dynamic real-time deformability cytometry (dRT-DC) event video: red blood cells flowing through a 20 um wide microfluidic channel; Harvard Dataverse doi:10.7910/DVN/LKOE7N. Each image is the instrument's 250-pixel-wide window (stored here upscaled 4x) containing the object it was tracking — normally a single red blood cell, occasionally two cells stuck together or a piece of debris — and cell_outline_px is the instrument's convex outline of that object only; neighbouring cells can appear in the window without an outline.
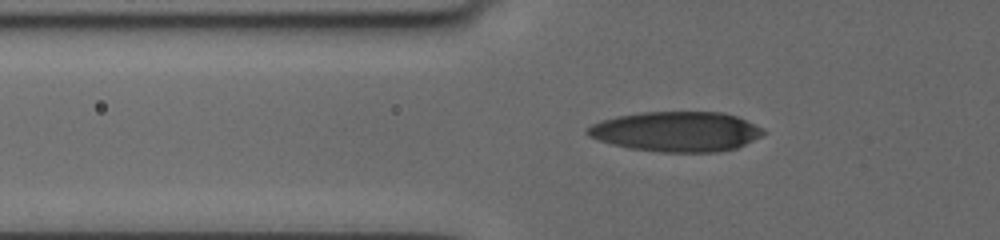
{"species": "human", "species_latin": "Homo sapiens", "temperature_condition": "cold", "stored_images_in_passage": 49, "camera_frame_rate_fps": 3000, "um_per_image_px": 0.085, "donor": {"sex": "female"}, "frame": {"image": 1, "passage_image": 2, "time_ms": 0.333, "image_size_px": [1000, 240], "cell_outline_px": [[768, 132], [736, 148], [716, 152], [660, 152], [632, 148], [612, 144], [588, 136], [584, 132], [592, 124], [616, 116], [644, 112], [724, 112], [736, 116], [764, 128]], "centroid_in_image_um": [57.51, 11.18], "position_along_channel_um": 68.3, "area_um2": 40.81}}
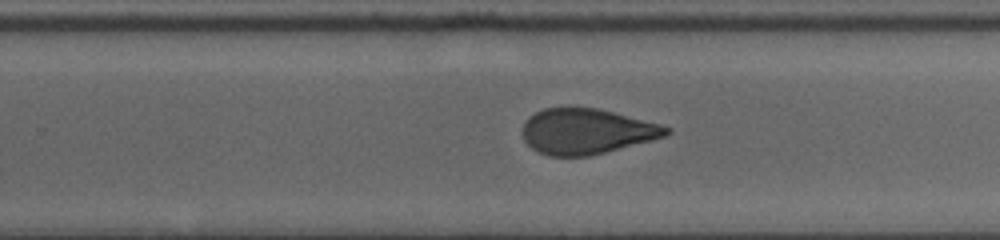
{"frame": {"image": 2, "passage_image": 26, "time_ms": 6.333, "image_size_px": [1000, 240], "cell_outline_px": [[672, 132], [664, 136], [652, 140], [588, 156], [548, 156], [532, 148], [524, 140], [524, 124], [528, 116], [544, 108], [596, 108], [660, 124], [672, 128]], "centroid_in_image_um": [49.86, 11.17], "position_along_channel_um": 279.9, "area_um2": 37.57}}
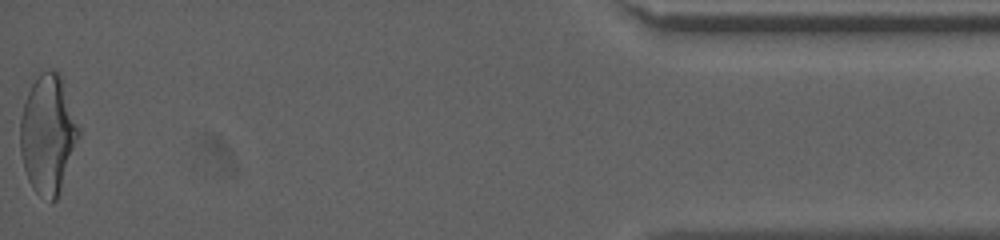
{"frame": {"image": 3, "passage_image": 48, "time_ms": 12.333, "image_size_px": [1000, 240], "cell_outline_px": [[80, 136], [56, 200], [52, 204], [36, 192], [32, 188], [28, 180], [24, 168], [20, 152], [20, 120], [24, 104], [28, 92], [32, 84], [40, 72], [48, 68], [52, 68], [60, 76], [80, 128]], "centroid_in_image_um": [4.06, 11.43], "position_along_channel_um": 431.1, "area_um2": 40.29}, "authors_computed_cell_mechanics": {"area_um2": 40.2866, "velocity_mm_per_s": 3.6714, "shape_relaxation_time_tau1_ms": 10.3769, "shape_relaxation_time_tau2_ms": 2.0253, "deformation_change_tau1": 0.2481, "deformation_change_tau2": 0.0875}}